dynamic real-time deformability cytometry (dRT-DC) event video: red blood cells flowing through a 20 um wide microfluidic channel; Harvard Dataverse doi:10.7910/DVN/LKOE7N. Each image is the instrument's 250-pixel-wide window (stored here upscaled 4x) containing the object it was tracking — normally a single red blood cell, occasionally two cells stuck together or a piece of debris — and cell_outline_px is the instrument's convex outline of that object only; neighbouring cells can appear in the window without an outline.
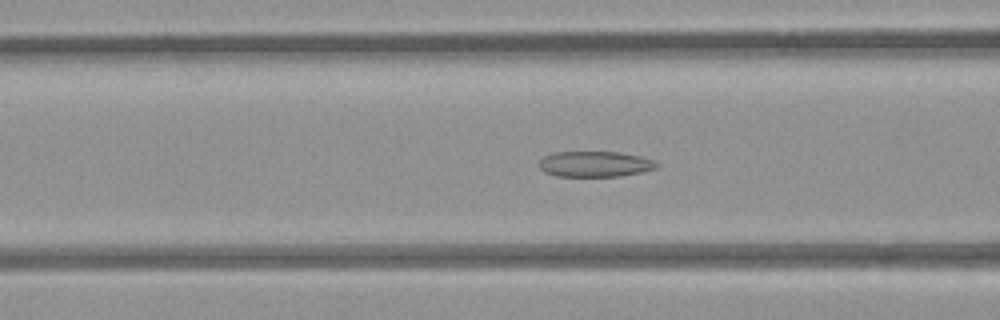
{"species": "common noctule bat (a hibernating species)", "species_latin": "Nyctalus noctula", "temperature_condition": "room temperature", "stored_images_in_passage": 54, "camera_frame_rate_fps": 3000, "um_per_image_px": 0.085, "animal": {"sex": "female", "body_mass_g": 21.9}, "frame": {"image": 1, "passage_image": 21, "time_ms": 6.667, "image_size_px": [1000, 320], "cell_outline_px": [[660, 164], [656, 168], [640, 172], [620, 176], [556, 176], [544, 172], [540, 168], [540, 160], [544, 156], [552, 152], [620, 152], [640, 156], [652, 160]], "centroid_in_image_um": [50.56, 13.94], "position_along_channel_um": 116.0, "area_um2": 17.51}}
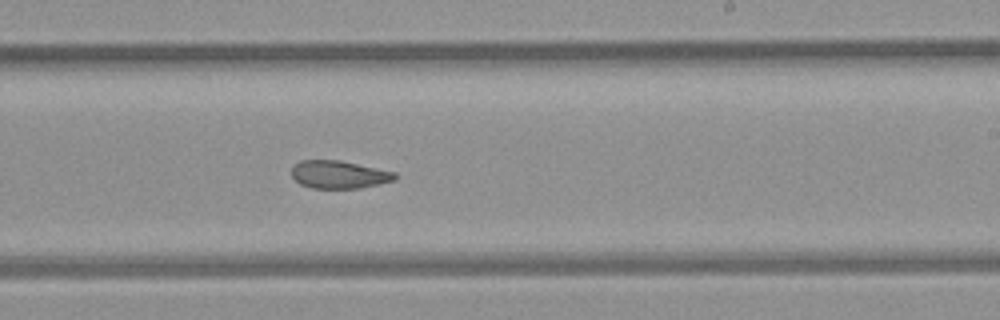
{"frame": {"image": 2, "passage_image": 32, "time_ms": 10.333, "image_size_px": [1000, 320], "cell_outline_px": [[396, 180], [360, 188], [312, 188], [300, 184], [292, 176], [292, 164], [300, 160], [340, 160], [396, 172]], "centroid_in_image_um": [28.8, 14.83], "position_along_channel_um": 260.2, "area_um2": 16.82}}
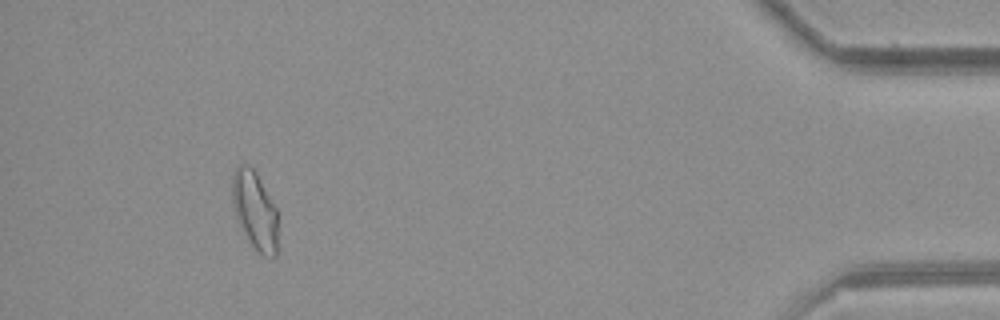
{"frame": {"image": 3, "passage_image": 49, "time_ms": 16.0, "image_size_px": [1000, 320], "cell_outline_px": [[276, 256], [264, 256], [256, 252], [240, 224], [236, 216], [232, 204], [232, 172], [240, 164], [244, 164], [252, 168], [256, 172], [276, 208]], "centroid_in_image_um": [21.64, 17.85], "position_along_channel_um": 413.6, "area_um2": 20.4}}